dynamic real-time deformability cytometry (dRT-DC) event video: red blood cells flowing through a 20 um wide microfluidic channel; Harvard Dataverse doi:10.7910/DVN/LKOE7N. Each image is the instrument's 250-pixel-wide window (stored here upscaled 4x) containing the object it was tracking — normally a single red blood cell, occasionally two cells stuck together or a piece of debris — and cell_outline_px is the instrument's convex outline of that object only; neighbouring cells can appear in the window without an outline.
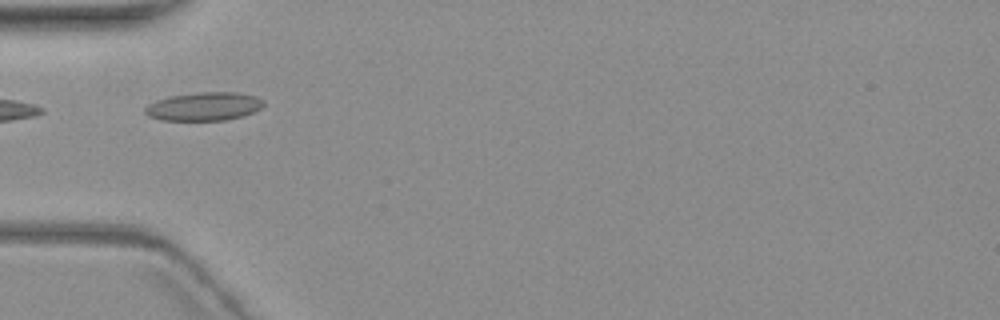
{"species": "common noctule bat (a hibernating species)", "species_latin": "Nyctalus noctula", "temperature_condition": "warm", "stored_images_in_passage": 4, "camera_frame_rate_fps": 3000, "um_per_image_px": 0.085, "animal": {"sex": "female", "body_mass_g": 19.3, "forearm_length_mm": 54.1}, "frame": {"image": 1, "passage_image": 3, "time_ms": 2.333, "image_size_px": [1000, 320], "cell_outline_px": [[264, 104], [260, 108], [244, 116], [224, 120], [160, 120], [148, 116], [144, 112], [144, 108], [148, 104], [156, 100], [172, 96], [200, 92], [236, 92], [256, 96], [264, 100]], "centroid_in_image_um": [17.34, 9.05], "position_along_channel_um": 67.7, "area_um2": 19.59}}
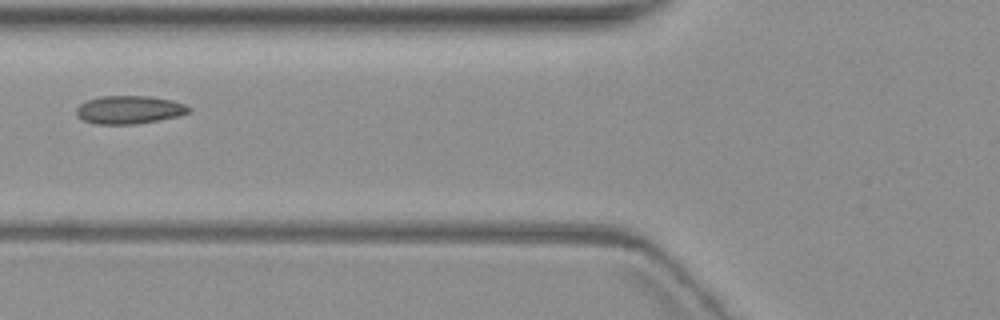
{"frame": {"image": 2, "passage_image": 4, "time_ms": 3.667, "image_size_px": [1000, 320], "cell_outline_px": [[192, 112], [176, 116], [136, 124], [96, 124], [84, 120], [76, 116], [76, 108], [80, 104], [88, 100], [100, 96], [152, 96], [172, 100], [184, 104], [192, 108]], "centroid_in_image_um": [10.99, 9.32], "position_along_channel_um": 114.8, "area_um2": 18.44}}